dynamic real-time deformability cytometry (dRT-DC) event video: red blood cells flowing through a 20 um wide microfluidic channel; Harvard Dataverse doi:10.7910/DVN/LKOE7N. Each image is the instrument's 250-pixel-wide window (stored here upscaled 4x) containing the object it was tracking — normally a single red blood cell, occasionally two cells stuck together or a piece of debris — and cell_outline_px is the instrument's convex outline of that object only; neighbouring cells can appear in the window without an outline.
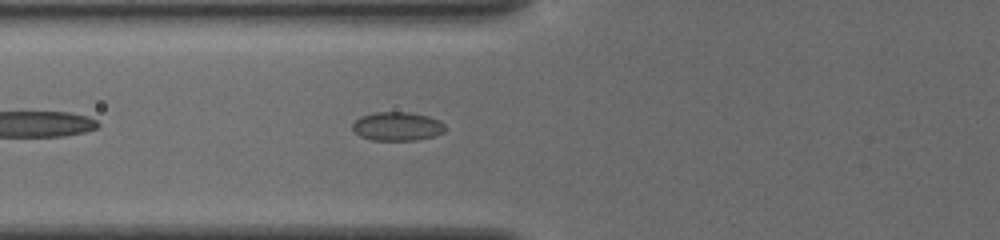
{"species": "common noctule bat (a hibernating species)", "species_latin": "Nyctalus noctula", "temperature_condition": "cold", "stored_images_in_passage": 39, "camera_frame_rate_fps": 3000, "um_per_image_px": 0.085, "animal": {"sex": "female", "body_mass_g": 19.5, "forearm_length_mm": 54.1}, "frame": {"image": 1, "passage_image": 6, "time_ms": 1.667, "image_size_px": [1000, 240], "cell_outline_px": [[444, 132], [432, 136], [416, 140], [372, 140], [360, 136], [352, 128], [352, 124], [360, 116], [376, 112], [408, 112], [428, 116], [440, 120], [444, 124]], "centroid_in_image_um": [33.76, 10.73], "position_along_channel_um": 92.0, "area_um2": 15.43}}
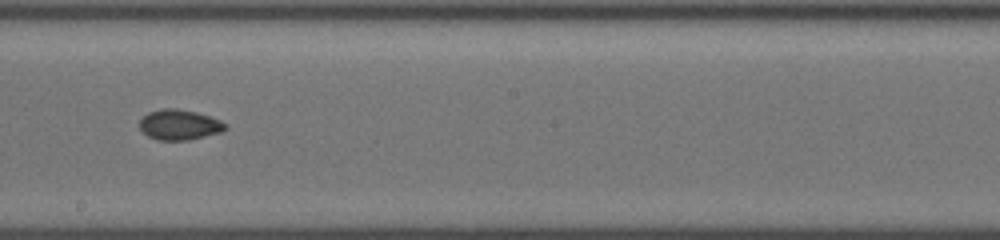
{"frame": {"image": 2, "passage_image": 17, "time_ms": 5.333, "image_size_px": [1000, 240], "cell_outline_px": [[228, 128], [224, 132], [188, 140], [156, 140], [148, 136], [140, 128], [140, 120], [148, 112], [160, 108], [176, 108], [196, 112], [220, 120], [228, 124]], "centroid_in_image_um": [15.28, 10.6], "position_along_channel_um": 232.9, "area_um2": 15.32}}
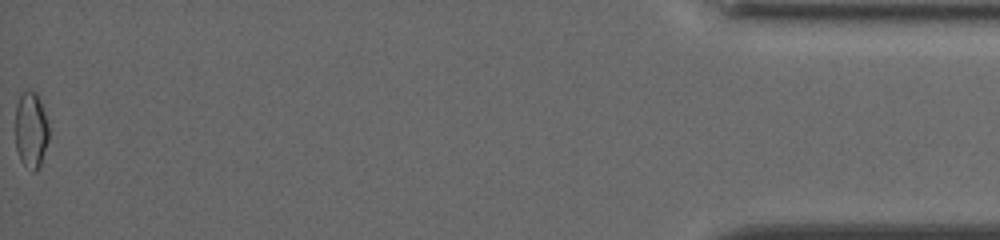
{"frame": {"image": 3, "passage_image": 39, "time_ms": 12.667, "image_size_px": [1000, 240], "cell_outline_px": [[48, 140], [40, 164], [36, 172], [32, 172], [20, 160], [16, 148], [16, 104], [20, 96], [28, 88], [36, 92], [40, 100], [48, 124]], "centroid_in_image_um": [2.63, 11.04], "position_along_channel_um": 432.6, "area_um2": 14.8}, "authors_computed_cell_mechanics": {"area_um2": 15.028, "velocity_mm_per_s": 3.8369, "shape_relaxation_time_tau1_ms": null, "shape_relaxation_time_tau2_ms": 5.4595, "deformation_change_tau1": null, "deformation_change_tau2": 0.062}}